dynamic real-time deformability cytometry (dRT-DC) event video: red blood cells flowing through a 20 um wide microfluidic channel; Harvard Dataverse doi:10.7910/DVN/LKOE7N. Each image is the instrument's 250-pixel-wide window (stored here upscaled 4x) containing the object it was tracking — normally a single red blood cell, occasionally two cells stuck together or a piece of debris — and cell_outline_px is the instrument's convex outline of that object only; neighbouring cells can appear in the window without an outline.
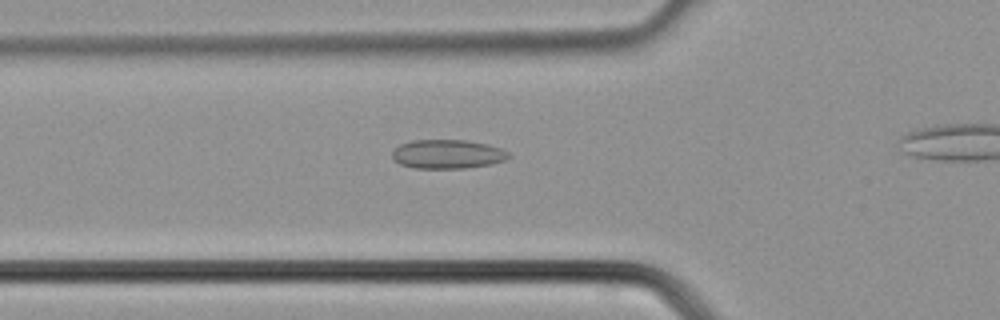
{"species": "common noctule bat (a hibernating species)", "species_latin": "Nyctalus noctula", "temperature_condition": "cold", "stored_images_in_passage": 14, "camera_frame_rate_fps": 3000, "um_per_image_px": 0.085, "animal": {"sex": "male", "body_mass_g": 21.5, "forearm_length_mm": 52.0}, "frame": {"image": 1, "passage_image": 8, "time_ms": 2.333, "image_size_px": [1000, 320], "cell_outline_px": [[512, 156], [504, 160], [492, 164], [464, 168], [416, 168], [400, 164], [392, 160], [392, 152], [400, 144], [412, 140], [468, 140], [488, 144], [500, 148], [508, 152]], "centroid_in_image_um": [38.04, 13.1], "position_along_channel_um": 87.8, "area_um2": 19.77}}
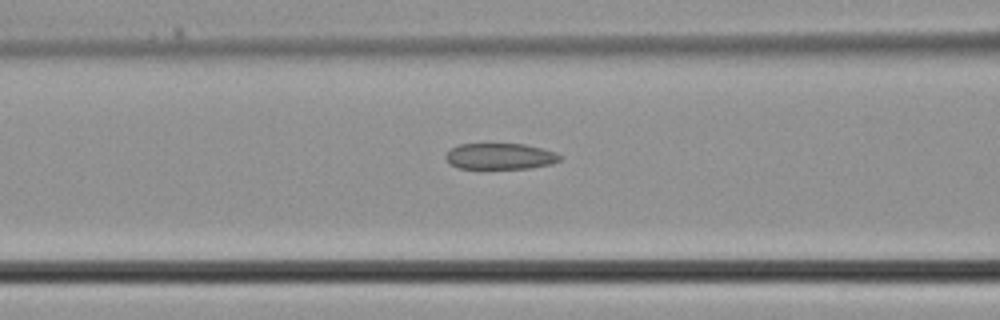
{"frame": {"image": 2, "passage_image": 10, "time_ms": 3.0, "image_size_px": [1000, 320], "cell_outline_px": [[564, 156], [560, 160], [552, 164], [532, 168], [460, 168], [452, 164], [444, 156], [452, 148], [460, 144], [524, 144], [556, 152]], "centroid_in_image_um": [42.57, 13.28], "position_along_channel_um": 124.0, "area_um2": 17.22}}
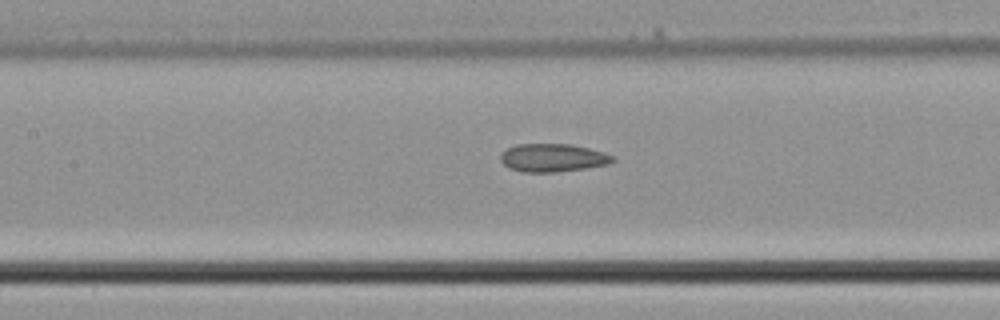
{"frame": {"image": 3, "passage_image": 12, "time_ms": 3.667, "image_size_px": [1000, 320], "cell_outline_px": [[616, 160], [608, 164], [588, 168], [556, 172], [524, 172], [508, 168], [500, 160], [500, 152], [516, 144], [572, 144], [604, 152], [616, 156]], "centroid_in_image_um": [47.0, 13.41], "position_along_channel_um": 160.4, "area_um2": 18.61}}